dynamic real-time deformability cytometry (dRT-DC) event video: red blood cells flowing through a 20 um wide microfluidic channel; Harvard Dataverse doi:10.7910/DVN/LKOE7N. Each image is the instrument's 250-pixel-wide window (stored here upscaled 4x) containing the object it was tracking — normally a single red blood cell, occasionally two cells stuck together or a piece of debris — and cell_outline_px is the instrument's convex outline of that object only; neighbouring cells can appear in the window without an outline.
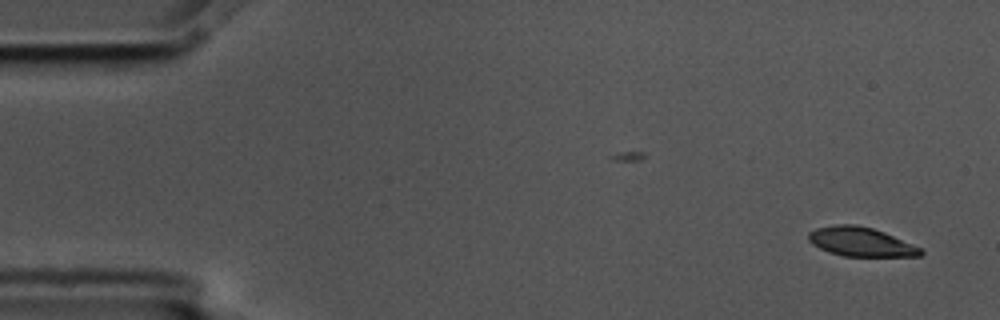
{"species": "common noctule bat (a hibernating species)", "species_latin": "Nyctalus noctula", "temperature_condition": "cold", "stored_images_in_passage": 3, "camera_frame_rate_fps": 3000, "um_per_image_px": 0.085, "animal": {"sex": "male", "body_mass_g": 17.5, "forearm_length_mm": 52.3}, "frame": {"image": 1, "passage_image": 3, "time_ms": 0.667, "image_size_px": [1000, 320], "cell_outline_px": [[924, 252], [920, 256], [844, 256], [828, 252], [812, 244], [808, 240], [808, 232], [816, 228], [836, 224], [856, 224], [872, 228], [884, 232], [912, 244], [920, 248]], "centroid_in_image_um": [73.13, 20.55], "position_along_channel_um": 11.9, "area_um2": 18.96}}